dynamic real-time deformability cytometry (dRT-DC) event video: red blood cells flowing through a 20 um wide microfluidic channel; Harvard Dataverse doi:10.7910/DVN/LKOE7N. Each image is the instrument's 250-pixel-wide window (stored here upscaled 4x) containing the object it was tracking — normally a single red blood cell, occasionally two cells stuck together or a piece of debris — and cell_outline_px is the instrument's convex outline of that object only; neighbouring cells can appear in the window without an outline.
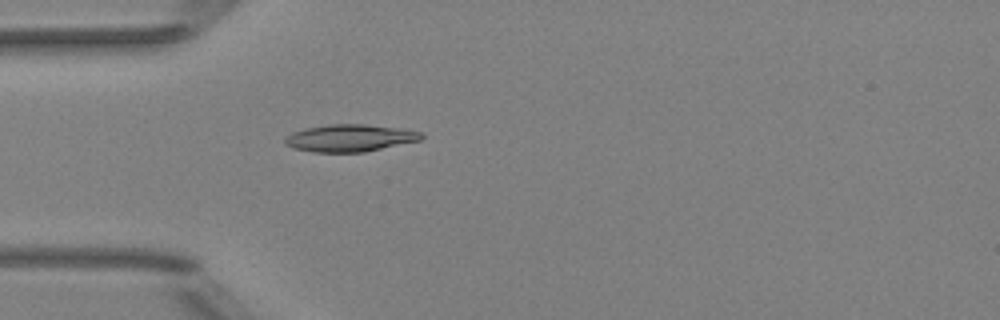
{"species": "Egyptian fruit bat (a non-hibernating species)", "species_latin": "Rousettus aegyptiacus", "temperature_condition": "room temperature", "stored_images_in_passage": 37, "camera_frame_rate_fps": 3000, "um_per_image_px": 0.085, "animal": {"sex": "female"}, "frame": {"image": 1, "passage_image": 1, "time_ms": 0.0, "image_size_px": [1000, 320], "cell_outline_px": [[424, 136], [420, 140], [364, 152], [312, 152], [292, 148], [284, 144], [284, 140], [292, 132], [304, 128], [328, 124], [364, 124], [400, 128], [424, 132]], "centroid_in_image_um": [29.73, 11.73], "position_along_channel_um": 55.3, "area_um2": 21.73}}
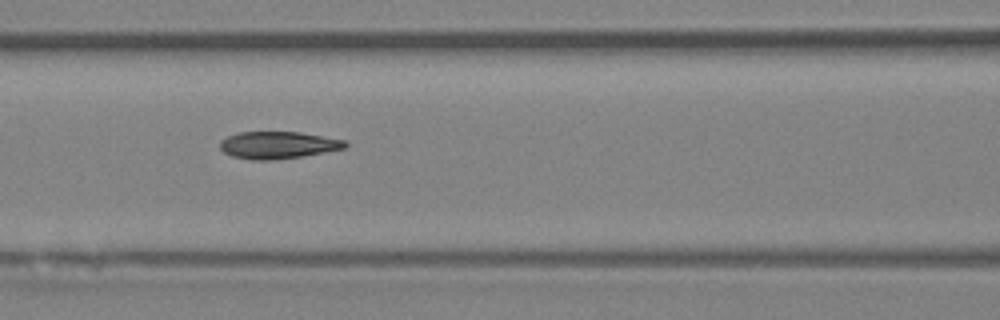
{"frame": {"image": 2, "passage_image": 8, "time_ms": 2.333, "image_size_px": [1000, 320], "cell_outline_px": [[348, 144], [344, 148], [304, 156], [272, 160], [252, 160], [232, 156], [224, 152], [220, 148], [220, 140], [228, 136], [240, 132], [300, 132], [344, 140]], "centroid_in_image_um": [23.6, 12.33], "position_along_channel_um": 143.0, "area_um2": 19.71}}
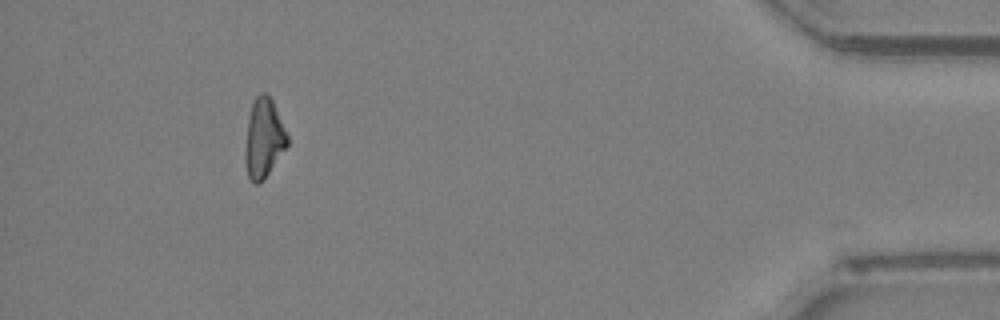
{"frame": {"image": 3, "passage_image": 33, "time_ms": 10.667, "image_size_px": [1000, 320], "cell_outline_px": [[288, 144], [268, 172], [256, 184], [252, 184], [248, 176], [244, 160], [244, 148], [248, 120], [252, 104], [256, 96], [260, 92], [264, 92], [272, 100], [288, 136]], "centroid_in_image_um": [22.38, 11.74], "position_along_channel_um": 412.8, "area_um2": 19.07}, "authors_computed_cell_mechanics": {"area_um2": 19.4786, "velocity_mm_per_s": 4.014, "shape_relaxation_time_tau1_ms": 7.3613, "shape_relaxation_time_tau2_ms": 2.1535, "deformation_change_tau1": 0.1904, "deformation_change_tau2": 0.0825}}